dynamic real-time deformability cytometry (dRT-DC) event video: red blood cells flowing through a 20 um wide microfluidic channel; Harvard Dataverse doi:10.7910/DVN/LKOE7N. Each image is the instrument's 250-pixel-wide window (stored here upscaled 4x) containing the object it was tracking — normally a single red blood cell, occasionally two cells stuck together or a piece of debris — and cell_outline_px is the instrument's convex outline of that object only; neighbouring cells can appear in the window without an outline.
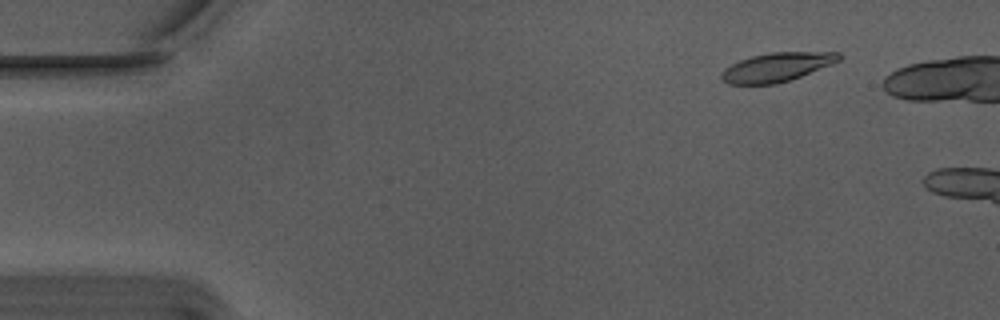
{"species": "Egyptian fruit bat (a non-hibernating species)", "species_latin": "Rousettus aegyptiacus", "temperature_condition": "warm", "stored_images_in_passage": 10, "camera_frame_rate_fps": 3000, "um_per_image_px": 0.085, "animal": {"sex": "male"}, "frame": {"image": 1, "passage_image": 5, "time_ms": 1.333, "image_size_px": [1000, 320], "cell_outline_px": [[840, 60], [832, 64], [800, 76], [776, 84], [728, 84], [720, 80], [720, 72], [724, 68], [740, 60], [752, 56], [768, 52], [840, 52]], "centroid_in_image_um": [65.97, 5.7], "position_along_channel_um": 19.0, "area_um2": 19.77}}